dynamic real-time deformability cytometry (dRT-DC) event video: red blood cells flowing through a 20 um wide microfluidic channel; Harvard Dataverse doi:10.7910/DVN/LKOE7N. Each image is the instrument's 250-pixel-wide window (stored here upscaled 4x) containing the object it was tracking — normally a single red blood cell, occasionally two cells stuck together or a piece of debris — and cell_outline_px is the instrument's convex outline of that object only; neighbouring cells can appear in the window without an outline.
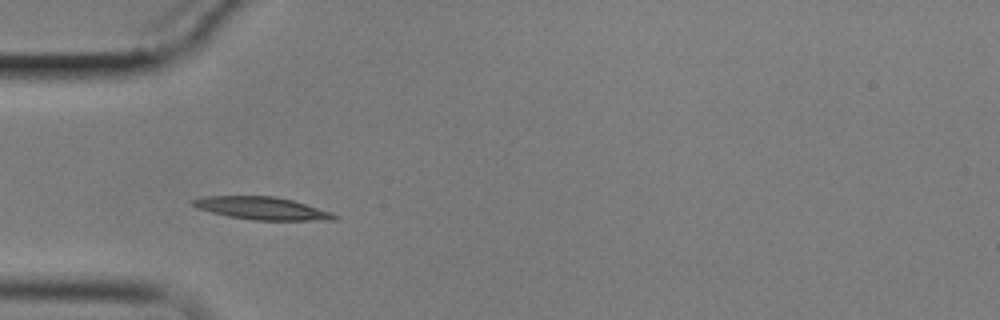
{"species": "common noctule bat (a hibernating species)", "species_latin": "Nyctalus noctula", "temperature_condition": "cold", "stored_images_in_passage": 3, "camera_frame_rate_fps": 3000, "um_per_image_px": 0.085, "animal": {"sex": "male", "body_mass_g": 17.9}, "frame": {"image": 1, "passage_image": 2, "time_ms": 1.667, "image_size_px": [1000, 320], "cell_outline_px": [[340, 216], [336, 220], [252, 220], [228, 216], [196, 208], [188, 204], [188, 200], [204, 196], [276, 196], [292, 200], [332, 212]], "centroid_in_image_um": [22.22, 17.7], "position_along_channel_um": 62.8, "area_um2": 18.9}}
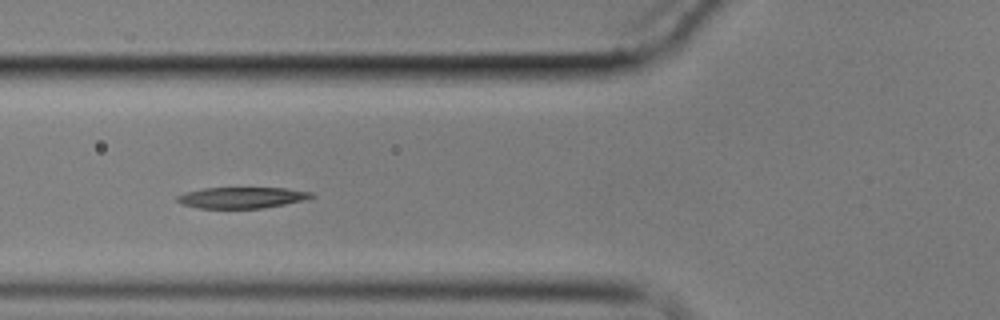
{"frame": {"image": 2, "passage_image": 3, "time_ms": 3.0, "image_size_px": [1000, 320], "cell_outline_px": [[316, 196], [308, 200], [260, 208], [200, 208], [180, 204], [176, 200], [176, 196], [184, 192], [204, 188], [288, 188], [312, 192]], "centroid_in_image_um": [20.57, 16.79], "position_along_channel_um": 105.2, "area_um2": 16.65}}